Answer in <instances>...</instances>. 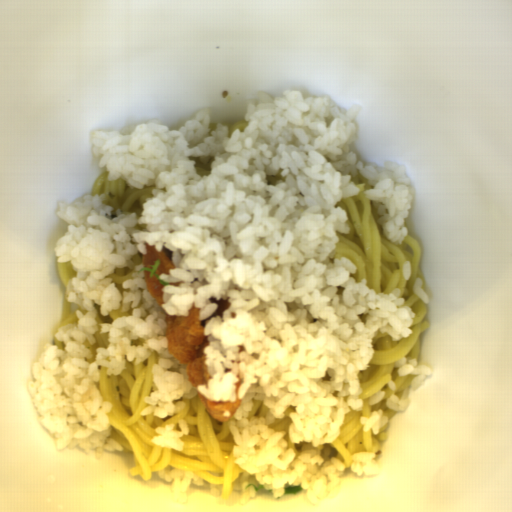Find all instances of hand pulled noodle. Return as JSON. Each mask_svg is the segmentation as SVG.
Listing matches in <instances>:
<instances>
[{"mask_svg": "<svg viewBox=\"0 0 512 512\" xmlns=\"http://www.w3.org/2000/svg\"><path fill=\"white\" fill-rule=\"evenodd\" d=\"M350 182L359 189L357 195L343 197L335 204L334 208L345 210L348 220L345 221L349 234H341L337 231L338 244L336 246V258H346L356 267L355 273L350 274L355 283H361L366 279V285L378 294H392L399 289L404 305L415 313L411 326L412 333L401 340L393 338L384 332H377L372 340L373 357L368 362V369L359 371L357 376L362 390L359 396L362 399L360 410H350L344 416L339 429V435L330 444L317 448L320 458L330 460L336 458L342 462L344 469L351 468L354 460L352 455L356 452L376 453L380 442L388 440L386 429L389 424L380 427L377 434L372 429L364 431V424L360 423L361 417H371L373 412L383 410L384 416L391 420L398 411H394L387 405V400L395 395L402 398L405 390H411V384L417 375H398V369L394 368L395 362L407 358L418 361L420 352V336L429 328L426 321L427 303L414 291L413 286L418 278L423 279L421 289L425 290L426 284L422 269L419 264L420 243L406 235L401 244H393L388 240L379 223L380 215L365 196V192L372 189L368 180L357 170L352 174ZM409 261L411 276L409 280L403 278L402 266ZM396 383V391L388 387V381ZM386 392L385 398L373 405H369V398L378 391Z\"/></svg>", "mask_w": 512, "mask_h": 512, "instance_id": "14784b9a", "label": "hand pulled noodle"}, {"mask_svg": "<svg viewBox=\"0 0 512 512\" xmlns=\"http://www.w3.org/2000/svg\"><path fill=\"white\" fill-rule=\"evenodd\" d=\"M159 359V353L152 351L142 363L126 362L121 373L108 375L103 366L98 370V391L110 403L108 423L113 442L121 446L119 452H132L134 466L129 469L132 476L140 475L147 481L153 473L172 466L194 472L211 485L222 486L220 496L228 499L235 481L245 471L235 464L229 422L214 419L199 395L187 399L183 408L167 418L141 416L147 407L146 399L155 388L152 367ZM181 419L186 420L190 430L189 435L180 438L184 451L152 443V437L158 436L156 427L173 423V430L180 431Z\"/></svg>", "mask_w": 512, "mask_h": 512, "instance_id": "772679e5", "label": "hand pulled noodle"}, {"mask_svg": "<svg viewBox=\"0 0 512 512\" xmlns=\"http://www.w3.org/2000/svg\"><path fill=\"white\" fill-rule=\"evenodd\" d=\"M108 174L107 170L97 177L92 187V196L94 194L104 195L106 198L104 204L111 205L112 212L121 210L126 214L143 208L147 197L152 195V190L155 186H143L139 189H134L120 178L109 181Z\"/></svg>", "mask_w": 512, "mask_h": 512, "instance_id": "2289bc40", "label": "hand pulled noodle"}, {"mask_svg": "<svg viewBox=\"0 0 512 512\" xmlns=\"http://www.w3.org/2000/svg\"><path fill=\"white\" fill-rule=\"evenodd\" d=\"M94 309L96 312L95 320H96V332L93 335L95 342L93 344L89 343V340L84 341L83 345L87 347L91 353L90 358L86 357V361L88 363H93L96 360L97 352L96 349H104L109 346V332L102 333V323L112 324L115 320L122 316H130L132 314V308H129L126 312L118 309H112L108 314L101 315V305L99 303H95Z\"/></svg>", "mask_w": 512, "mask_h": 512, "instance_id": "bd1af8b7", "label": "hand pulled noodle"}, {"mask_svg": "<svg viewBox=\"0 0 512 512\" xmlns=\"http://www.w3.org/2000/svg\"><path fill=\"white\" fill-rule=\"evenodd\" d=\"M291 412H297L294 405H289L284 412V416L270 425V428L284 432V439L288 447L293 448L295 454H302L305 450L313 449V445L306 442H291L290 426L292 425V419L290 417Z\"/></svg>", "mask_w": 512, "mask_h": 512, "instance_id": "8796e031", "label": "hand pulled noodle"}, {"mask_svg": "<svg viewBox=\"0 0 512 512\" xmlns=\"http://www.w3.org/2000/svg\"><path fill=\"white\" fill-rule=\"evenodd\" d=\"M77 309H81L80 305L76 303H69L65 300L63 304V313H62V321L59 324L55 334H54V345L59 348H63L66 346L65 342L59 341L56 337L57 332L63 328L64 326L70 325L79 321L77 316Z\"/></svg>", "mask_w": 512, "mask_h": 512, "instance_id": "2babfb4a", "label": "hand pulled noodle"}, {"mask_svg": "<svg viewBox=\"0 0 512 512\" xmlns=\"http://www.w3.org/2000/svg\"><path fill=\"white\" fill-rule=\"evenodd\" d=\"M135 274L134 270L126 267H115L114 271L108 276L114 282L116 289L123 293V282L132 278Z\"/></svg>", "mask_w": 512, "mask_h": 512, "instance_id": "6c469fb5", "label": "hand pulled noodle"}, {"mask_svg": "<svg viewBox=\"0 0 512 512\" xmlns=\"http://www.w3.org/2000/svg\"><path fill=\"white\" fill-rule=\"evenodd\" d=\"M57 269L60 280L63 286L66 288L68 281L76 277L77 271L73 270V265L70 262L60 263L58 261Z\"/></svg>", "mask_w": 512, "mask_h": 512, "instance_id": "7befea95", "label": "hand pulled noodle"}, {"mask_svg": "<svg viewBox=\"0 0 512 512\" xmlns=\"http://www.w3.org/2000/svg\"><path fill=\"white\" fill-rule=\"evenodd\" d=\"M270 413L269 408L265 402L260 399H253V406L248 413L250 418L266 417Z\"/></svg>", "mask_w": 512, "mask_h": 512, "instance_id": "3b3798af", "label": "hand pulled noodle"}, {"mask_svg": "<svg viewBox=\"0 0 512 512\" xmlns=\"http://www.w3.org/2000/svg\"><path fill=\"white\" fill-rule=\"evenodd\" d=\"M219 124H225L228 126V128H229L228 135H232L235 130L243 131L248 126L247 122L244 120V121L236 122L233 124H228L226 122H211L210 128L214 131L215 129L218 128Z\"/></svg>", "mask_w": 512, "mask_h": 512, "instance_id": "bf56072c", "label": "hand pulled noodle"}]
</instances>
